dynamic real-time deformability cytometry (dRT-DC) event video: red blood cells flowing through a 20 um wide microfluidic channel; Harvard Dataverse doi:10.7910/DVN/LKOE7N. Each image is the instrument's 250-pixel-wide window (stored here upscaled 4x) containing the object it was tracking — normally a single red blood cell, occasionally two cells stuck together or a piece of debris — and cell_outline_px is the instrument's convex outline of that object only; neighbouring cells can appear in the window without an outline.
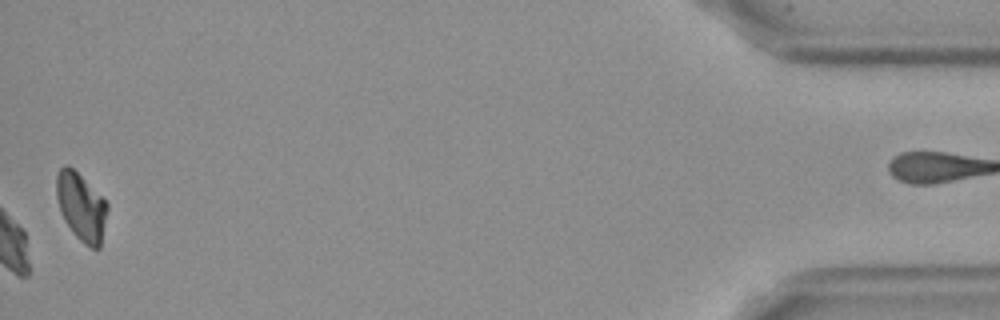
{"species": "Egyptian fruit bat (a non-hibernating species)", "species_latin": "Rousettus aegyptiacus", "temperature_condition": "cold", "stored_images_in_passage": 38, "camera_frame_rate_fps": 3000, "um_per_image_px": 0.085, "frame": {"image": 1, "passage_image": 38, "time_ms": 12.333, "image_size_px": [1000, 320], "cell_outline_px": [[108, 208], [100, 248], [92, 248], [84, 244], [72, 232], [64, 220], [60, 212], [56, 196], [56, 176], [60, 168], [64, 164], [68, 164], [108, 204]], "centroid_in_image_um": [6.88, 17.59], "position_along_channel_um": 428.3, "area_um2": 19.88}, "authors_computed_cell_mechanics": {"area_um2": 24.3916, "velocity_mm_per_s": 3.59, "shape_relaxation_time_tau1_ms": null, "shape_relaxation_time_tau2_ms": 3.9628, "deformation_change_tau1": null, "deformation_change_tau2": 0.0981}}